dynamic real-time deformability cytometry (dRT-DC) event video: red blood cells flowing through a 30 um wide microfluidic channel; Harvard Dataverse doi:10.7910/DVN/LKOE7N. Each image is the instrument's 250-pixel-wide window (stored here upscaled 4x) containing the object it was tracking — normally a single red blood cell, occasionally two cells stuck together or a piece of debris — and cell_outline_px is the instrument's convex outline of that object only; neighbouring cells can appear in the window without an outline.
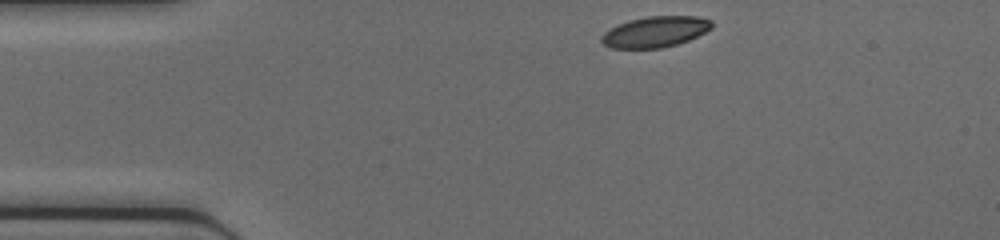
{"species": "common noctule bat (a hibernating species)", "species_latin": "Nyctalus noctula", "temperature_condition": "cold", "stored_images_in_passage": 38, "camera_frame_rate_fps": 3000, "um_per_image_px": 0.085, "animal": {"sex": "female", "body_mass_g": 17.0, "forearm_length_mm": 48.0}, "frame": {"image": 1, "passage_image": 1, "time_ms": 0.0, "image_size_px": [1000, 240], "cell_outline_px": [[712, 28], [688, 40], [676, 44], [660, 48], [612, 48], [604, 44], [600, 40], [600, 36], [604, 32], [628, 20], [648, 16], [696, 16], [712, 20]], "centroid_in_image_um": [55.69, 2.7], "position_along_channel_um": 29.3, "area_um2": 19.65}}
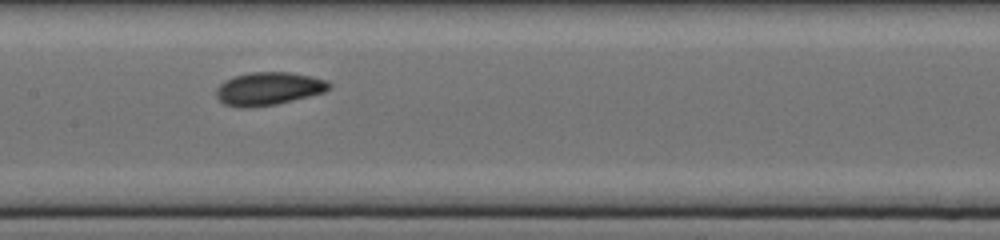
{"frame": {"image": 2, "passage_image": 15, "time_ms": 4.667, "image_size_px": [1000, 240], "cell_outline_px": [[332, 84], [324, 92], [276, 104], [248, 108], [236, 108], [224, 104], [216, 96], [216, 88], [224, 80], [236, 76], [252, 72], [288, 72], [328, 80]], "centroid_in_image_um": [22.79, 7.54], "position_along_channel_um": 184.6, "area_um2": 21.62}}
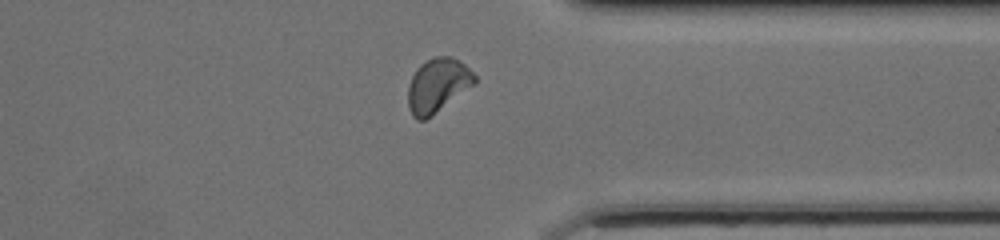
{"frame": {"image": 3, "passage_image": 28, "time_ms": 9.0, "image_size_px": [1000, 240], "cell_outline_px": [[476, 84], [424, 120], [416, 120], [412, 116], [408, 108], [408, 88], [412, 76], [416, 68], [420, 64], [432, 56], [452, 56], [460, 60], [476, 76]], "centroid_in_image_um": [37.19, 7.23], "position_along_channel_um": 374.2, "area_um2": 21.04}}